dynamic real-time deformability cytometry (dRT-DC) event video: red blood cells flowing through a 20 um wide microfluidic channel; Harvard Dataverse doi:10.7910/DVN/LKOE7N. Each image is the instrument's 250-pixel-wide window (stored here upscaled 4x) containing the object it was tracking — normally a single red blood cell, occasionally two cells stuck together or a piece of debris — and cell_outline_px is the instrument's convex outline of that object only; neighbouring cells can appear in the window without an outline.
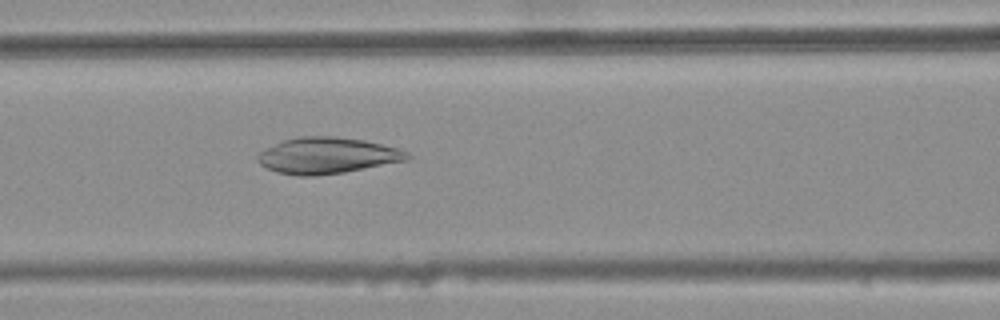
{"species": "common noctule bat (a hibernating species)", "species_latin": "Nyctalus noctula", "temperature_condition": "warm", "stored_images_in_passage": 34, "camera_frame_rate_fps": 3000, "um_per_image_px": 0.085, "animal": {"sex": "female", "body_mass_g": 25.1}, "frame": {"image": 1, "passage_image": 10, "time_ms": 3.0, "image_size_px": [1000, 320], "cell_outline_px": [[412, 156], [408, 160], [344, 172], [316, 176], [296, 176], [276, 172], [260, 164], [256, 160], [256, 156], [260, 152], [284, 140], [296, 136], [336, 136], [364, 140], [396, 148], [408, 152]], "centroid_in_image_um": [27.8, 13.22], "position_along_channel_um": 138.8, "area_um2": 31.5}}
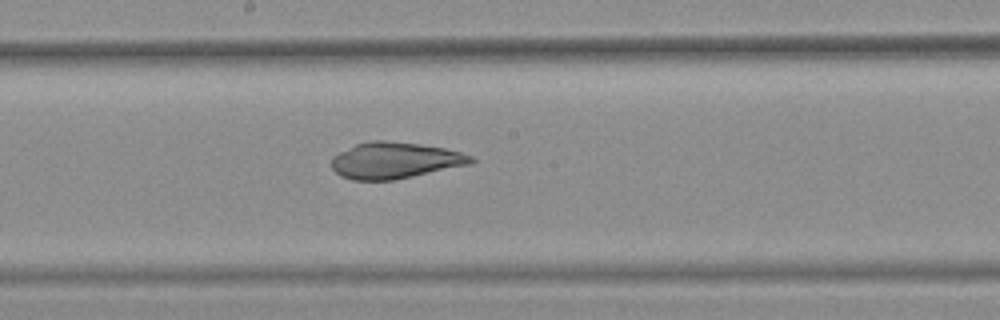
{"frame": {"image": 2, "passage_image": 16, "time_ms": 5.0, "image_size_px": [1000, 320], "cell_outline_px": [[476, 160], [472, 164], [392, 180], [352, 180], [340, 176], [332, 168], [332, 156], [356, 144], [372, 140], [384, 140], [420, 144], [444, 148], [460, 152], [472, 156]], "centroid_in_image_um": [33.57, 13.63], "position_along_channel_um": 214.6, "area_um2": 29.42}}
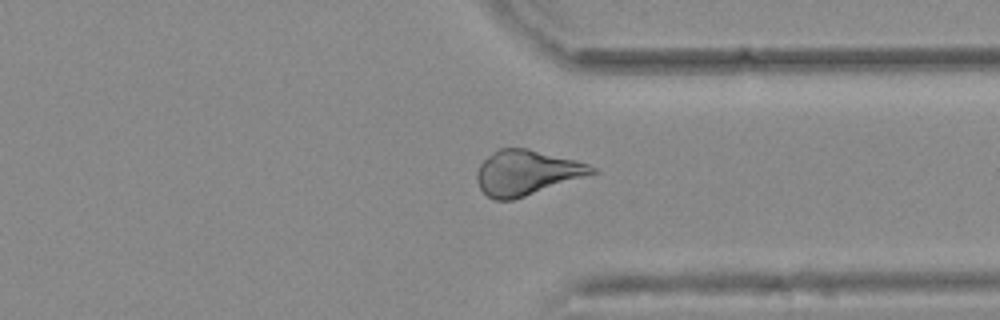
{"frame": {"image": 3, "passage_image": 28, "time_ms": 9.0, "image_size_px": [1000, 320], "cell_outline_px": [[596, 172], [512, 200], [496, 200], [488, 196], [480, 188], [476, 180], [476, 172], [480, 164], [488, 156], [500, 148], [528, 148], [576, 160], [588, 164], [596, 168]], "centroid_in_image_um": [44.71, 14.66], "position_along_channel_um": 366.7, "area_um2": 29.59}, "authors_computed_cell_mechanics": {"area_um2": 29.8248, "velocity_mm_per_s": 3.8092, "shape_relaxation_time_tau1_ms": null, "shape_relaxation_time_tau2_ms": 3.5637, "deformation_change_tau1": null, "deformation_change_tau2": 0.0683}}